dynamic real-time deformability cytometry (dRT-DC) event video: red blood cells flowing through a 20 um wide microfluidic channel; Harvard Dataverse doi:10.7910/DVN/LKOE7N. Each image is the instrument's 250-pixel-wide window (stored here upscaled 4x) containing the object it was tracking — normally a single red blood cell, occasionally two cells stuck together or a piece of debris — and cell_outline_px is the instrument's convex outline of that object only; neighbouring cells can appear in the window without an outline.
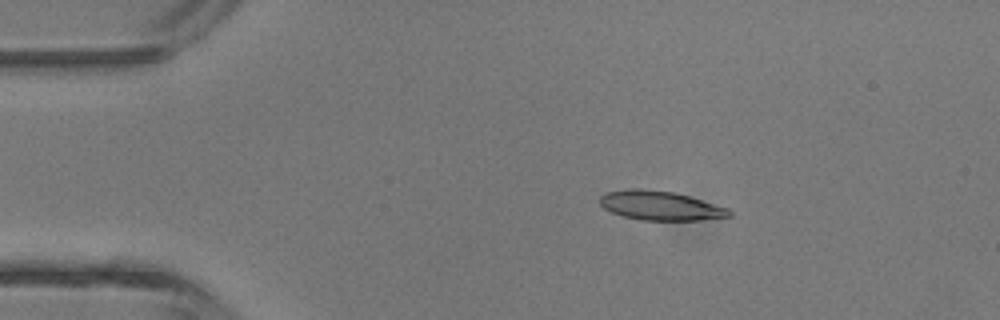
{"species": "common noctule bat (a hibernating species)", "species_latin": "Nyctalus noctula", "temperature_condition": "room temperature", "stored_images_in_passage": 3, "camera_frame_rate_fps": 3000, "um_per_image_px": 0.085, "animal": {"sex": "male", "body_mass_g": 13.3}, "frame": {"image": 1, "passage_image": 1, "time_ms": 0.0, "image_size_px": [1000, 320], "cell_outline_px": [[732, 216], [700, 220], [640, 220], [620, 216], [604, 208], [600, 204], [600, 196], [608, 192], [628, 188], [640, 188], [672, 192], [688, 196], [728, 208], [732, 212]], "centroid_in_image_um": [56.1, 17.48], "position_along_channel_um": 28.9, "area_um2": 21.96}}